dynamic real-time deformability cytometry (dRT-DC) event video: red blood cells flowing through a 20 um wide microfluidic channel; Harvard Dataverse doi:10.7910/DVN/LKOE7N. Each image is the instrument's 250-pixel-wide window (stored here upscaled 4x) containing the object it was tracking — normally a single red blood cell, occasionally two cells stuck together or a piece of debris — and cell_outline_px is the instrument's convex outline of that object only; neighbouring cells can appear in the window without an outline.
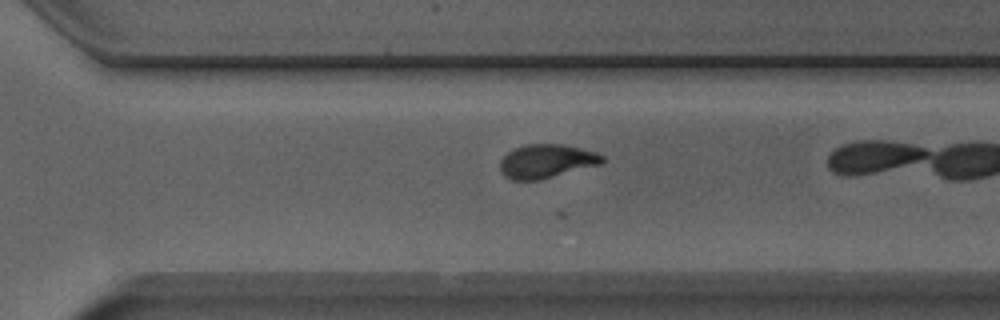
{"species": "Egyptian fruit bat (a non-hibernating species)", "species_latin": "Rousettus aegyptiacus", "temperature_condition": "room temperature", "stored_images_in_passage": 29, "camera_frame_rate_fps": 3000, "um_per_image_px": 0.085, "animal": {"sex": "male"}, "frame": {"image": 1, "passage_image": 25, "time_ms": 8.0, "image_size_px": [1000, 320], "cell_outline_px": [[604, 160], [600, 164], [540, 180], [512, 180], [504, 176], [500, 172], [500, 160], [512, 148], [524, 144], [564, 144], [596, 152], [604, 156]], "centroid_in_image_um": [46.41, 13.7], "position_along_channel_um": 324.2, "area_um2": 20.23}}